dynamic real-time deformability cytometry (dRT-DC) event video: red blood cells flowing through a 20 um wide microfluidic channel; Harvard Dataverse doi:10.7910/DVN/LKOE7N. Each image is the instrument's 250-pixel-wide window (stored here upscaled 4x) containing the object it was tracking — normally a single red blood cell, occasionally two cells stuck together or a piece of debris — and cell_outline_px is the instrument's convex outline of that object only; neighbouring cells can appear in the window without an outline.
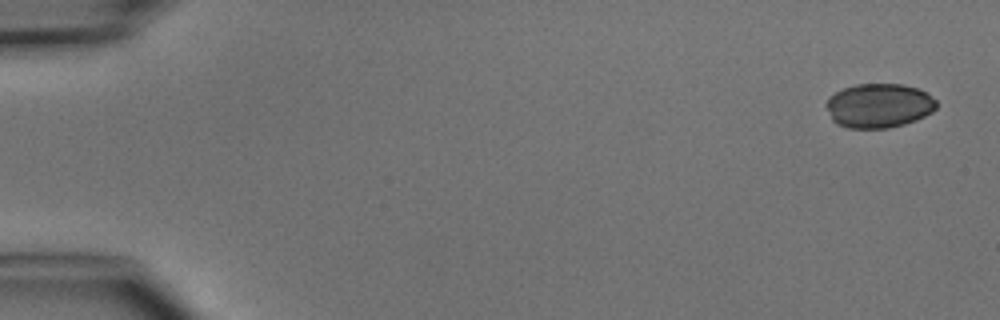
{"species": "common noctule bat (a hibernating species)", "species_latin": "Nyctalus noctula", "temperature_condition": "cold", "stored_images_in_passage": 4, "camera_frame_rate_fps": 3000, "um_per_image_px": 0.085, "animal": {"sex": "male", "body_mass_g": 15.6}, "frame": {"image": 1, "passage_image": 1, "time_ms": 0.0, "image_size_px": [1000, 320], "cell_outline_px": [[936, 108], [932, 112], [916, 120], [904, 124], [888, 128], [848, 128], [836, 124], [832, 120], [824, 104], [828, 96], [844, 88], [856, 84], [904, 84], [916, 88], [924, 92], [936, 100]], "centroid_in_image_um": [74.66, 8.98], "position_along_channel_um": 10.3, "area_um2": 28.55}}
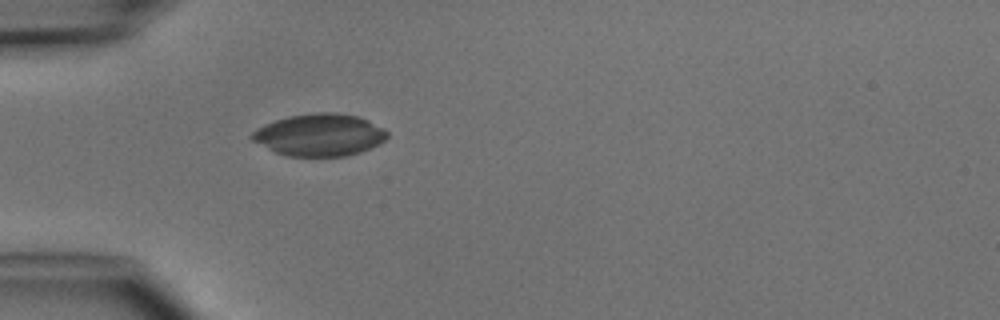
{"frame": {"image": 2, "passage_image": 4, "time_ms": 4.333, "image_size_px": [1000, 320], "cell_outline_px": [[388, 136], [380, 144], [372, 148], [348, 156], [288, 156], [276, 152], [252, 140], [248, 136], [256, 128], [264, 124], [288, 116], [316, 112], [336, 112], [356, 116], [368, 120], [384, 128], [388, 132]], "centroid_in_image_um": [27.17, 11.46], "position_along_channel_um": 57.8, "area_um2": 33.41}}